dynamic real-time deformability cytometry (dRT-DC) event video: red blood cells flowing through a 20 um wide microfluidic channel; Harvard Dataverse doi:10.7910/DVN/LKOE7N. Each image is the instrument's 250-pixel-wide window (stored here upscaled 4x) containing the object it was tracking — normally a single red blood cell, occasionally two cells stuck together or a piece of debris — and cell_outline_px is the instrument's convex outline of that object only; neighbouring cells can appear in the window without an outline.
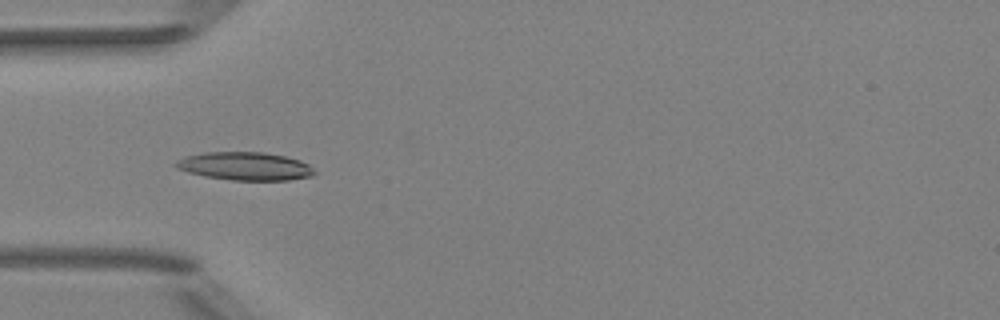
{"species": "Egyptian fruit bat (a non-hibernating species)", "species_latin": "Rousettus aegyptiacus", "temperature_condition": "room temperature", "stored_images_in_passage": 36, "camera_frame_rate_fps": 3000, "um_per_image_px": 0.085, "animal": {"sex": "female"}, "frame": {"image": 1, "passage_image": 1, "time_ms": 0.0, "image_size_px": [1000, 320], "cell_outline_px": [[316, 172], [312, 176], [288, 180], [232, 180], [204, 176], [188, 172], [176, 168], [172, 164], [176, 160], [184, 156], [204, 152], [264, 152], [284, 156], [300, 160], [308, 164]], "centroid_in_image_um": [20.79, 14.12], "position_along_channel_um": 64.2, "area_um2": 22.83}}
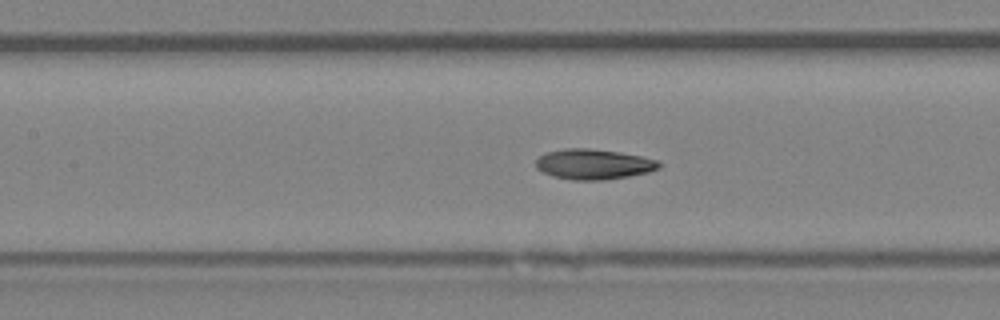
{"frame": {"image": 2, "passage_image": 8, "time_ms": 2.333, "image_size_px": [1000, 320], "cell_outline_px": [[660, 168], [648, 172], [628, 176], [604, 180], [572, 180], [552, 176], [536, 168], [536, 160], [540, 156], [548, 152], [564, 148], [588, 148], [620, 152], [640, 156], [656, 160], [660, 164]], "centroid_in_image_um": [50.44, 13.96], "position_along_channel_um": 157.0, "area_um2": 21.62}}
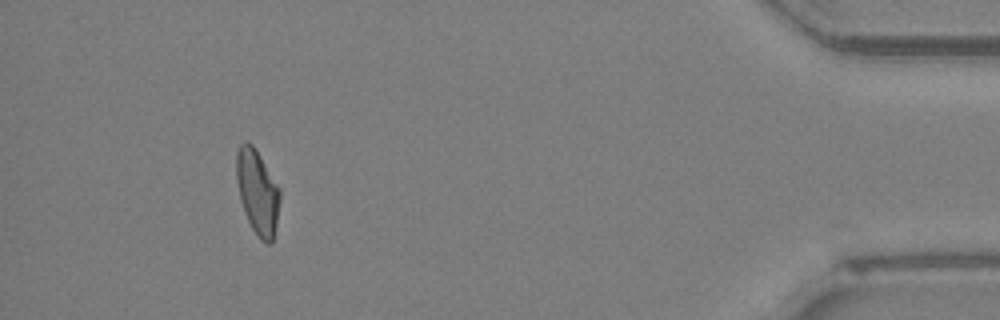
{"frame": {"image": 3, "passage_image": 32, "time_ms": 10.333, "image_size_px": [1000, 320], "cell_outline_px": [[280, 200], [276, 224], [272, 244], [268, 244], [260, 240], [252, 228], [244, 212], [240, 200], [236, 180], [236, 152], [240, 144], [244, 140], [248, 140], [252, 144], [260, 156], [280, 188]], "centroid_in_image_um": [21.87, 16.3], "position_along_channel_um": 413.3, "area_um2": 21.56}, "authors_computed_cell_mechanics": {"area_um2": 21.4438, "velocity_mm_per_s": 4.0176, "shape_relaxation_time_tau1_ms": 8.0842, "shape_relaxation_time_tau2_ms": 2.5017, "deformation_change_tau1": 0.1959, "deformation_change_tau2": 0.0887}}